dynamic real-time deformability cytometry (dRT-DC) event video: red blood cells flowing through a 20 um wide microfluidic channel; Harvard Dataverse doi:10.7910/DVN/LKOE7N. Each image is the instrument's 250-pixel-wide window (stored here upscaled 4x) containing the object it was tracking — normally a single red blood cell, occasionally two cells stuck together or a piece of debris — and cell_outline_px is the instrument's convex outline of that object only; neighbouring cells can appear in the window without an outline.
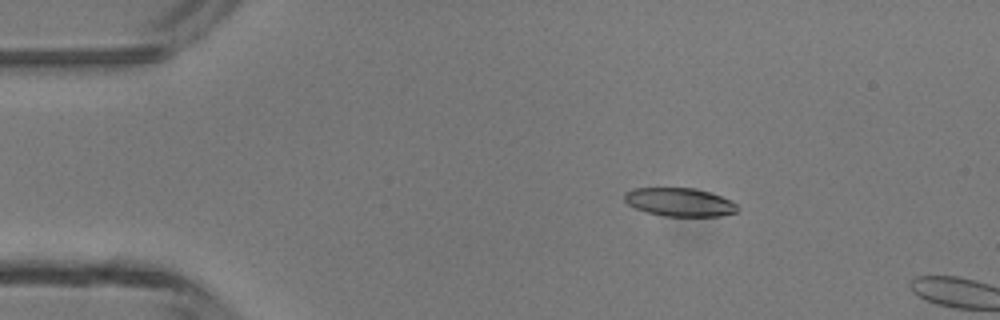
{"species": "common noctule bat (a hibernating species)", "species_latin": "Nyctalus noctula", "temperature_condition": "room temperature", "stored_images_in_passage": 6, "camera_frame_rate_fps": 3000, "um_per_image_px": 0.085, "animal": {"sex": "male", "body_mass_g": 13.3}, "frame": {"image": 1, "passage_image": 2, "time_ms": 2.0, "image_size_px": [1000, 320], "cell_outline_px": [[740, 208], [736, 212], [720, 216], [664, 216], [648, 212], [636, 208], [628, 204], [624, 200], [624, 192], [632, 188], [692, 188], [708, 192], [720, 196], [736, 204]], "centroid_in_image_um": [57.74, 17.18], "position_along_channel_um": 27.3, "area_um2": 18.55}}
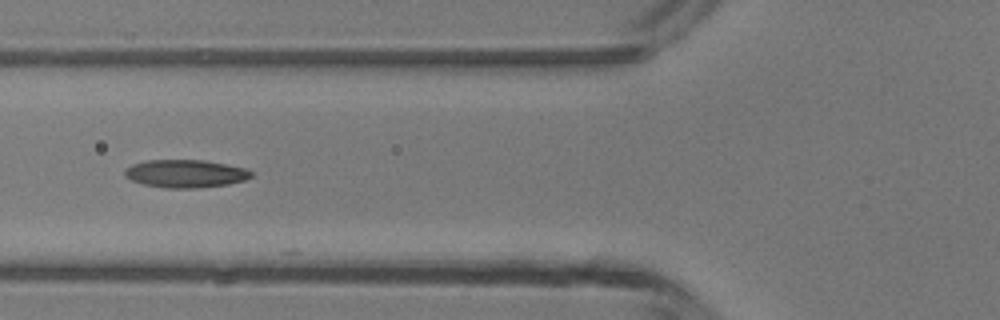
{"frame": {"image": 2, "passage_image": 5, "time_ms": 5.333, "image_size_px": [1000, 320], "cell_outline_px": [[252, 176], [244, 180], [228, 184], [200, 188], [164, 188], [144, 184], [132, 180], [124, 176], [124, 172], [132, 164], [148, 160], [204, 160], [244, 168], [252, 172]], "centroid_in_image_um": [15.76, 14.76], "position_along_channel_um": 110.0, "area_um2": 20.4}}
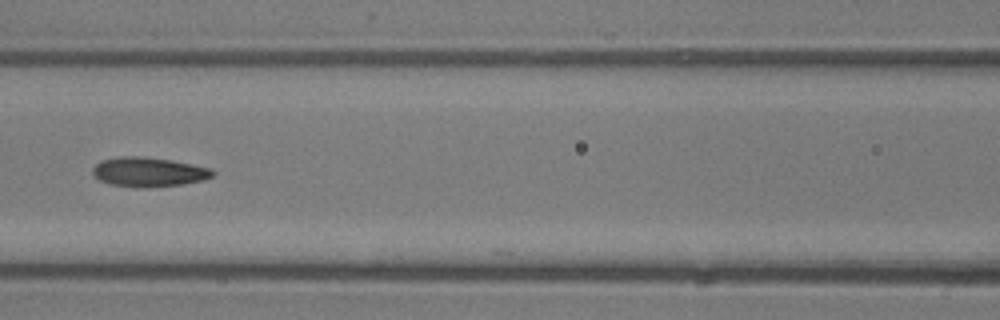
{"frame": {"image": 3, "passage_image": 6, "time_ms": 6.333, "image_size_px": [1000, 320], "cell_outline_px": [[216, 172], [212, 176], [204, 180], [184, 184], [148, 188], [136, 188], [108, 184], [92, 176], [92, 168], [100, 160], [120, 156], [144, 156], [172, 160], [212, 168]], "centroid_in_image_um": [12.62, 14.62], "position_along_channel_um": 154.0, "area_um2": 21.1}}